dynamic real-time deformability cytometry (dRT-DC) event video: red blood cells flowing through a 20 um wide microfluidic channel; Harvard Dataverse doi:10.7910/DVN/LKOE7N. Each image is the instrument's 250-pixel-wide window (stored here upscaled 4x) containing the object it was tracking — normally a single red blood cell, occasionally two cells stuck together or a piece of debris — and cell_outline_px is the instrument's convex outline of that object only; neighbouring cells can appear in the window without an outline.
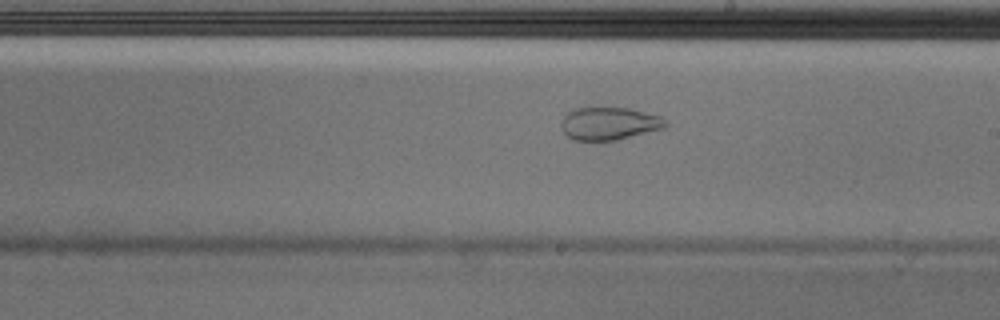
{"species": "Egyptian fruit bat (a non-hibernating species)", "species_latin": "Rousettus aegyptiacus", "temperature_condition": "cold", "stored_images_in_passage": 54, "camera_frame_rate_fps": 3000, "um_per_image_px": 0.085, "animal": {"sex": "male"}, "frame": {"image": 1, "passage_image": 31, "time_ms": 10.0, "image_size_px": [1000, 320], "cell_outline_px": [[668, 124], [664, 128], [616, 140], [572, 140], [564, 132], [560, 124], [564, 116], [568, 112], [576, 108], [628, 108], [660, 116]], "centroid_in_image_um": [51.76, 10.5], "position_along_channel_um": 237.2, "area_um2": 19.65}, "authors_computed_cell_mechanics": {"area_um2": 28.4376, "velocity_mm_per_s": 3.6857, "shape_relaxation_time_tau1_ms": null, "shape_relaxation_time_tau2_ms": 1.2069, "deformation_change_tau1": null, "deformation_change_tau2": 0.0591}}